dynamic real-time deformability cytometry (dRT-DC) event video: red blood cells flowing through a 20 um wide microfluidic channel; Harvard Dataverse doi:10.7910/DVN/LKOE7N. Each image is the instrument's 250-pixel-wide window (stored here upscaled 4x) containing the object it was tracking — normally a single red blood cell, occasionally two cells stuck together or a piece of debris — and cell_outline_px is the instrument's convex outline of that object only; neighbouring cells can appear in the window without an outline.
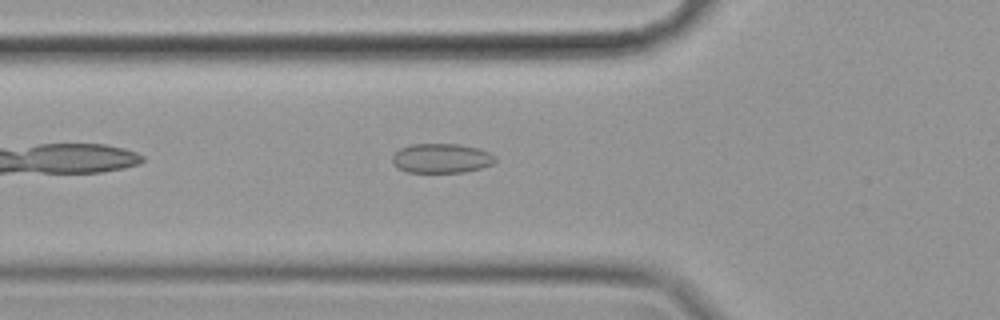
{"species": "common noctule bat (a hibernating species)", "species_latin": "Nyctalus noctula", "temperature_condition": "cold", "stored_images_in_passage": 43, "camera_frame_rate_fps": 3000, "um_per_image_px": 0.085, "animal": {"sex": "female", "body_mass_g": 19.9}, "frame": {"image": 1, "passage_image": 6, "time_ms": 1.667, "image_size_px": [1000, 320], "cell_outline_px": [[496, 164], [464, 172], [408, 172], [396, 168], [392, 164], [392, 156], [400, 148], [412, 144], [460, 144], [480, 148], [496, 156]], "centroid_in_image_um": [37.54, 13.45], "position_along_channel_um": 88.3, "area_um2": 17.92}}
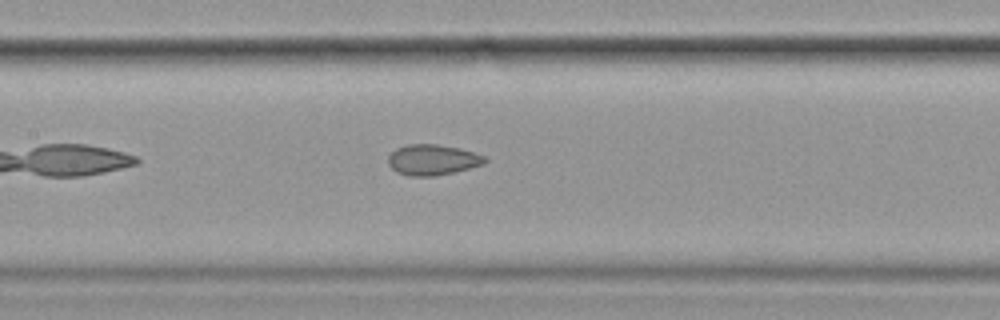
{"frame": {"image": 2, "passage_image": 13, "time_ms": 4.0, "image_size_px": [1000, 320], "cell_outline_px": [[488, 160], [484, 164], [436, 176], [408, 176], [396, 172], [388, 164], [388, 156], [396, 148], [408, 144], [436, 144], [460, 148], [484, 156]], "centroid_in_image_um": [36.74, 13.58], "position_along_channel_um": 170.7, "area_um2": 17.22}}
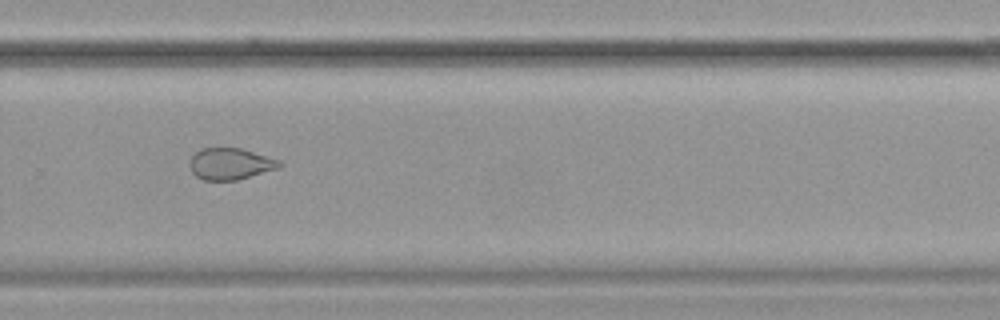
{"frame": {"image": 3, "passage_image": 25, "time_ms": 8.0, "image_size_px": [1000, 320], "cell_outline_px": [[284, 164], [280, 168], [236, 180], [204, 180], [196, 176], [192, 172], [188, 164], [188, 160], [200, 148], [240, 148], [280, 160]], "centroid_in_image_um": [19.57, 13.92], "position_along_channel_um": 310.2, "area_um2": 16.59}, "authors_computed_cell_mechanics": {"area_um2": 17.918, "velocity_mm_per_s": 3.503, "shape_relaxation_time_tau1_ms": 8.0452, "shape_relaxation_time_tau2_ms": 2.1141, "deformation_change_tau1": 0.1217, "deformation_change_tau2": 0.0744}}